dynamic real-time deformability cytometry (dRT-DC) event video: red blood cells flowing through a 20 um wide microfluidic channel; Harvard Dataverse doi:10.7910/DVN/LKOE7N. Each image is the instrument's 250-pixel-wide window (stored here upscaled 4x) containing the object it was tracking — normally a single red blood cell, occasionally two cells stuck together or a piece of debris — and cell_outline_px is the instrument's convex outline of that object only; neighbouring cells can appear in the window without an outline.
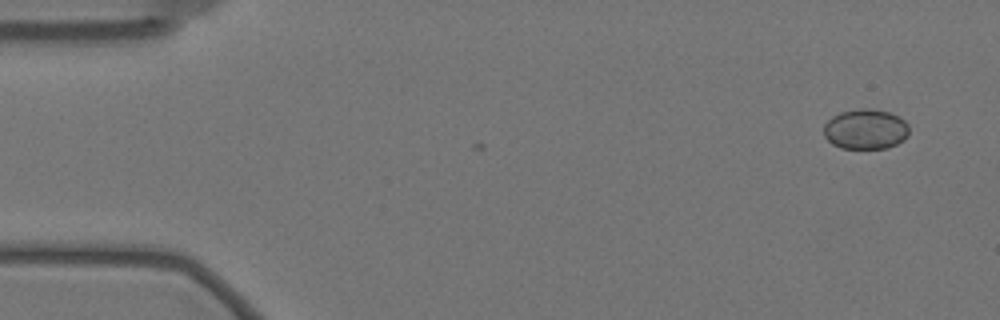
{"species": "Egyptian fruit bat (a non-hibernating species)", "species_latin": "Rousettus aegyptiacus", "temperature_condition": "warm", "stored_images_in_passage": 4, "camera_frame_rate_fps": 3000, "um_per_image_px": 0.085, "animal": {"sex": "female"}, "frame": {"image": 1, "passage_image": 1, "time_ms": 0.0, "image_size_px": [1000, 320], "cell_outline_px": [[908, 136], [904, 140], [888, 148], [840, 148], [832, 144], [824, 136], [824, 124], [832, 116], [840, 112], [860, 108], [872, 108], [888, 112], [900, 116], [908, 124]], "centroid_in_image_um": [73.58, 10.97], "position_along_channel_um": 11.4, "area_um2": 20.17}}